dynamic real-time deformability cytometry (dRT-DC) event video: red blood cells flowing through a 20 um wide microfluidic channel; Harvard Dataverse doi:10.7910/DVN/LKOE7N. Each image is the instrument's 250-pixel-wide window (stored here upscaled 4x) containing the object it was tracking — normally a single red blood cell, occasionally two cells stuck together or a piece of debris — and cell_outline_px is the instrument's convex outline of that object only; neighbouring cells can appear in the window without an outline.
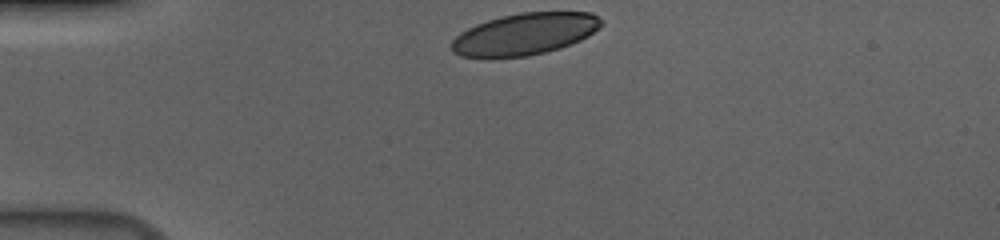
{"species": "human", "species_latin": "Homo sapiens", "temperature_condition": "cold", "stored_images_in_passage": 34, "camera_frame_rate_fps": 3000, "um_per_image_px": 0.085, "donor": {"sex": "male"}, "frame": {"image": 1, "passage_image": 1, "time_ms": 0.0, "image_size_px": [1000, 240], "cell_outline_px": [[604, 20], [600, 28], [588, 36], [580, 40], [560, 48], [528, 56], [488, 60], [460, 56], [452, 52], [452, 40], [460, 32], [476, 24], [500, 16], [520, 12], [592, 12], [600, 16]], "centroid_in_image_um": [44.58, 2.92], "position_along_channel_um": 40.4, "area_um2": 37.28}}
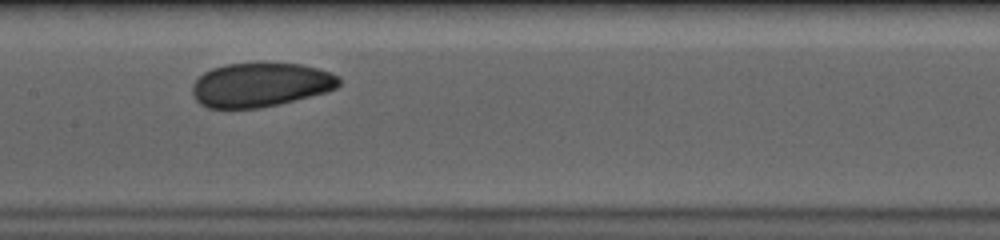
{"frame": {"image": 2, "passage_image": 16, "time_ms": 5.0, "image_size_px": [1000, 240], "cell_outline_px": [[340, 84], [336, 88], [328, 92], [260, 108], [208, 108], [200, 104], [196, 100], [192, 92], [192, 84], [204, 72], [212, 68], [224, 64], [260, 60], [264, 60], [300, 64], [332, 72], [340, 76]], "centroid_in_image_um": [22.15, 7.16], "position_along_channel_um": 185.2, "area_um2": 38.73}}
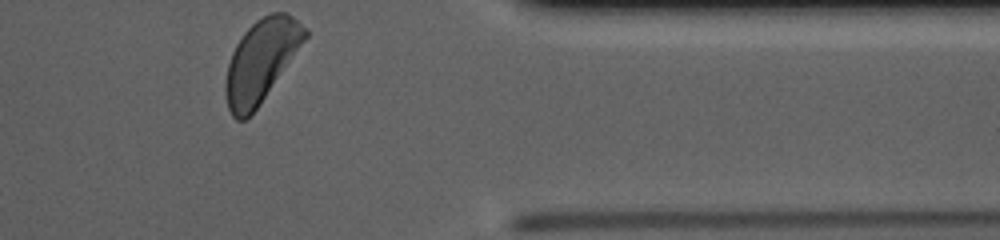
{"frame": {"image": 3, "passage_image": 34, "time_ms": 11.0, "image_size_px": [1000, 240], "cell_outline_px": [[308, 36], [260, 104], [244, 120], [236, 120], [232, 116], [228, 108], [224, 92], [224, 84], [228, 64], [232, 52], [236, 44], [244, 32], [256, 20], [272, 12], [284, 12], [292, 16], [308, 28]], "centroid_in_image_um": [22.18, 5.16], "position_along_channel_um": 389.2, "area_um2": 37.8}, "authors_computed_cell_mechanics": {"area_um2": 37.9168, "velocity_mm_per_s": 3.6488, "shape_relaxation_time_tau1_ms": 2.2216, "shape_relaxation_time_tau2_ms": 5.0216, "deformation_change_tau1": 0.0994, "deformation_change_tau2": 0.1043}}